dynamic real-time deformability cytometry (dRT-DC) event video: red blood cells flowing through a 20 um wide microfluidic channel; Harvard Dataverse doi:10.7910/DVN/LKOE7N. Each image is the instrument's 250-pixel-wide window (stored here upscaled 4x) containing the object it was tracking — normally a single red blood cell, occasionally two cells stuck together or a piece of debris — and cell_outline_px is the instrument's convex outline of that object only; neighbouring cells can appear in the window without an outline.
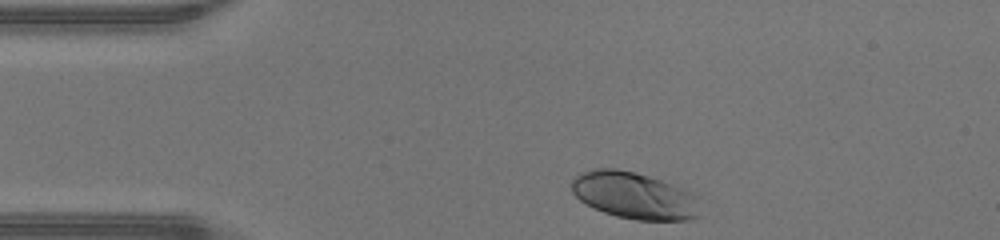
{"species": "human", "species_latin": "Homo sapiens", "temperature_condition": "warm", "stored_images_in_passage": 30, "camera_frame_rate_fps": 3000, "um_per_image_px": 0.085, "donor": {"sex": "male"}, "frame": {"image": 1, "passage_image": 1, "time_ms": 0.0, "image_size_px": [1000, 240], "cell_outline_px": [[700, 216], [692, 220], [636, 220], [616, 216], [604, 212], [580, 200], [572, 192], [572, 180], [580, 172], [592, 168], [616, 168], [636, 172], [684, 188], [692, 192]], "centroid_in_image_um": [53.89, 16.61], "position_along_channel_um": 31.1, "area_um2": 34.91}}
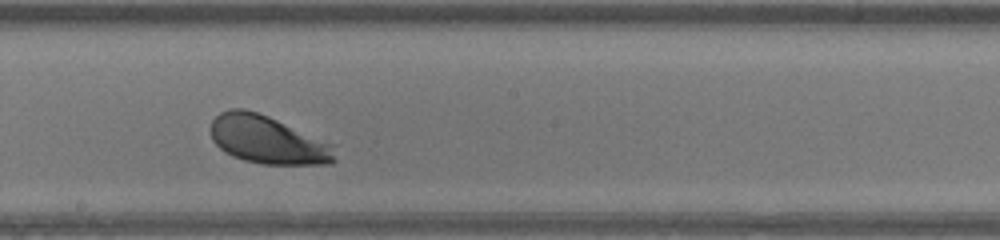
{"frame": {"image": 2, "passage_image": 18, "time_ms": 5.667, "image_size_px": [1000, 240], "cell_outline_px": [[336, 160], [332, 164], [264, 164], [244, 160], [232, 156], [224, 152], [212, 140], [212, 120], [220, 112], [228, 108], [244, 108], [268, 116], [336, 144]], "centroid_in_image_um": [22.8, 11.89], "position_along_channel_um": 225.4, "area_um2": 35.08}}
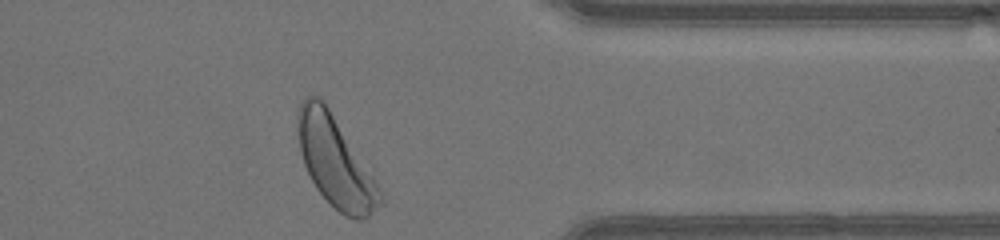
{"frame": {"image": 3, "passage_image": 30, "time_ms": 9.667, "image_size_px": [1000, 240], "cell_outline_px": [[384, 204], [368, 216], [356, 220], [344, 216], [316, 188], [304, 164], [300, 152], [296, 116], [296, 112], [304, 96], [316, 96], [324, 100], [372, 176], [384, 200]], "centroid_in_image_um": [28.47, 13.73], "position_along_channel_um": 382.9, "area_um2": 42.48}, "authors_computed_cell_mechanics": {"area_um2": 34.7956, "velocity_mm_per_s": 4.3071, "shape_relaxation_time_tau1_ms": 1.0677, "shape_relaxation_time_tau2_ms": null, "deformation_change_tau1": 0.1213, "deformation_change_tau2": null}}